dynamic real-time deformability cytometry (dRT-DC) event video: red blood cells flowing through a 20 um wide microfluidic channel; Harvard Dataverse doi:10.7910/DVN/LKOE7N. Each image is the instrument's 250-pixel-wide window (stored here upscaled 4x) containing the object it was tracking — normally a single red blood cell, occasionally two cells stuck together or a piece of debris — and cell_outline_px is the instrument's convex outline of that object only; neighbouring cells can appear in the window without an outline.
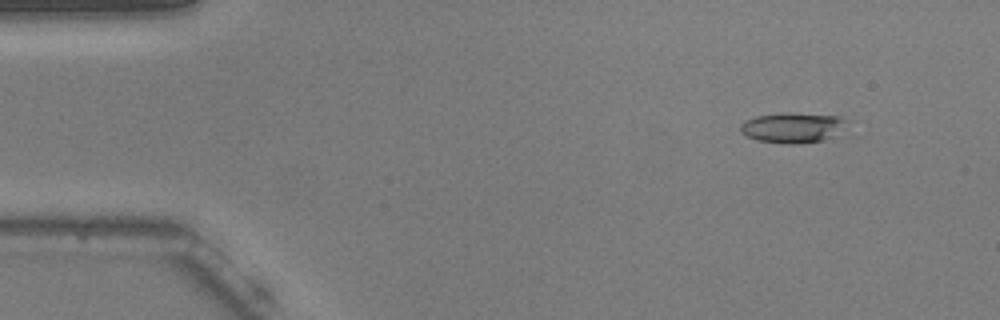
{"species": "common noctule bat (a hibernating species)", "species_latin": "Nyctalus noctula", "temperature_condition": "warm", "stored_images_in_passage": 53, "camera_frame_rate_fps": 3000, "um_per_image_px": 0.085, "animal": {"sex": "male", "body_mass_g": 20.5, "forearm_length_mm": 52.5}, "frame": {"image": 1, "passage_image": 5, "time_ms": 1.333, "image_size_px": [1000, 320], "cell_outline_px": [[848, 120], [832, 136], [824, 140], [792, 144], [788, 144], [756, 140], [744, 136], [740, 132], [740, 124], [744, 120], [756, 116], [788, 112], [792, 112], [840, 116]], "centroid_in_image_um": [67.29, 10.83], "position_along_channel_um": 17.7, "area_um2": 18.73}}
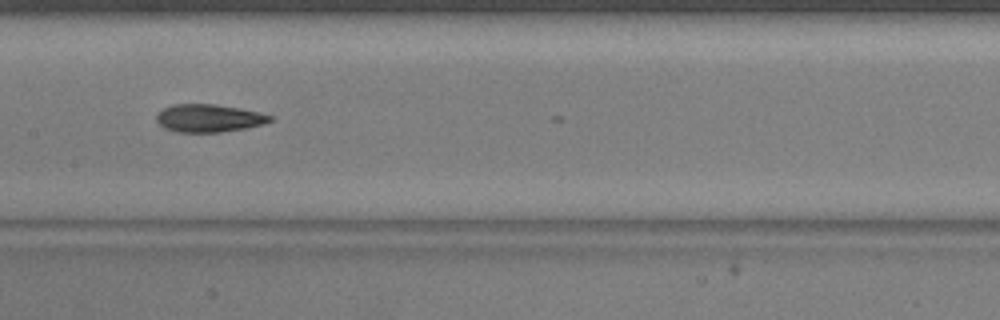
{"frame": {"image": 2, "passage_image": 26, "time_ms": 8.333, "image_size_px": [1000, 320], "cell_outline_px": [[276, 120], [264, 124], [248, 128], [220, 132], [176, 132], [164, 128], [156, 120], [156, 116], [164, 108], [172, 104], [212, 104], [240, 108], [272, 116]], "centroid_in_image_um": [17.78, 10.05], "position_along_channel_um": 189.6, "area_um2": 18.44}}
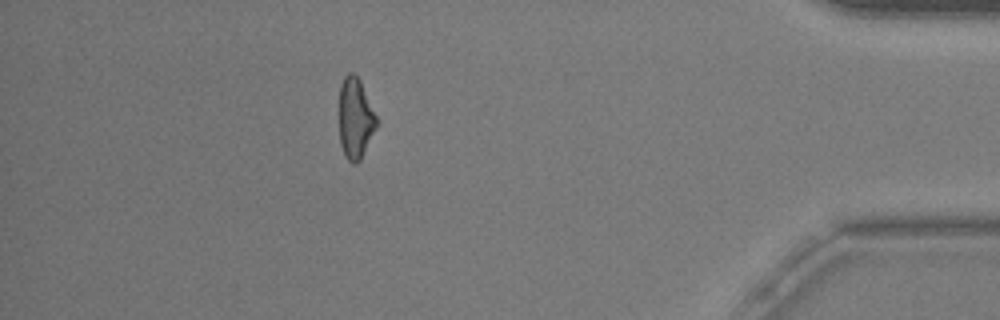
{"frame": {"image": 3, "passage_image": 47, "time_ms": 15.333, "image_size_px": [1000, 320], "cell_outline_px": [[380, 124], [360, 160], [356, 164], [352, 164], [344, 156], [340, 144], [340, 84], [344, 76], [348, 72], [352, 72], [360, 80], [380, 120]], "centroid_in_image_um": [30.25, 10.08], "position_along_channel_um": 404.9, "area_um2": 18.15}, "authors_computed_cell_mechanics": {"area_um2": 18.3804, "velocity_mm_per_s": 3.7671, "shape_relaxation_time_tau1_ms": 5.5007, "shape_relaxation_time_tau2_ms": 6.791, "deformation_change_tau1": 0.1829, "deformation_change_tau2": 0.1579}}